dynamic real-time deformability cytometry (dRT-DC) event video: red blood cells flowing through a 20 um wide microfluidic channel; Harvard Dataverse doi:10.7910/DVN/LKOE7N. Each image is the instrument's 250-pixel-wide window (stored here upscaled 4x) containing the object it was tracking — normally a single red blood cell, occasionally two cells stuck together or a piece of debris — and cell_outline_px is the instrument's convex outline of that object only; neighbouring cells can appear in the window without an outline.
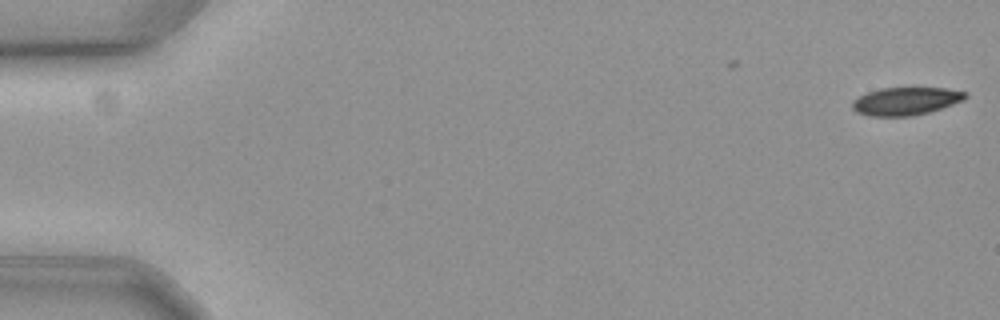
{"species": "common noctule bat (a hibernating species)", "species_latin": "Nyctalus noctula", "temperature_condition": "cold", "stored_images_in_passage": 2, "camera_frame_rate_fps": 3000, "um_per_image_px": 0.085, "animal": {"sex": "female", "body_mass_g": 19.3, "forearm_length_mm": 54.1}, "frame": {"image": 1, "passage_image": 2, "time_ms": 0.333, "image_size_px": [1000, 320], "cell_outline_px": [[968, 96], [964, 100], [928, 112], [912, 116], [872, 116], [856, 112], [852, 108], [852, 100], [868, 92], [880, 88], [944, 88], [968, 92]], "centroid_in_image_um": [76.99, 8.59], "position_along_channel_um": 8.0, "area_um2": 18.26}}